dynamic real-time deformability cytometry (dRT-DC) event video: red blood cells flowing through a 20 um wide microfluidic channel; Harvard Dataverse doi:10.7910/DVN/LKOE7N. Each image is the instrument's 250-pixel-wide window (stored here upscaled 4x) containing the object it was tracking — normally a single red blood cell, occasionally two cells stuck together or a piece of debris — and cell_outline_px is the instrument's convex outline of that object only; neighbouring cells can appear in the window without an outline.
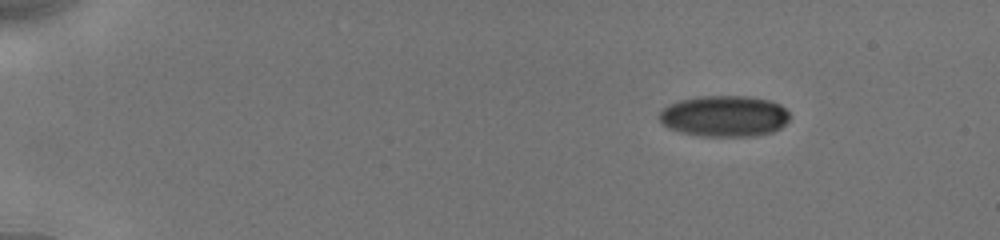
{"species": "human", "species_latin": "Homo sapiens", "temperature_condition": "cold", "stored_images_in_passage": 11, "camera_frame_rate_fps": 3000, "um_per_image_px": 0.085, "donor": {"sex": "male"}, "frame": {"image": 1, "passage_image": 2, "time_ms": 1.0, "image_size_px": [1000, 240], "cell_outline_px": [[792, 116], [780, 128], [772, 132], [756, 136], [700, 136], [680, 132], [668, 128], [660, 120], [660, 112], [668, 104], [680, 100], [700, 96], [748, 96], [772, 100], [780, 104]], "centroid_in_image_um": [61.6, 9.87], "position_along_channel_um": 23.4, "area_um2": 31.44}}
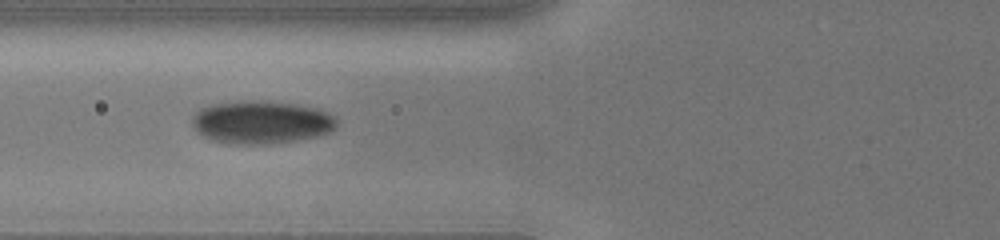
{"frame": {"image": 2, "passage_image": 7, "time_ms": 6.0, "image_size_px": [1000, 240], "cell_outline_px": [[336, 128], [328, 132], [316, 136], [296, 140], [268, 144], [228, 144], [212, 140], [204, 136], [192, 124], [192, 116], [200, 108], [208, 104], [236, 100], [260, 100], [296, 104], [316, 108], [328, 112], [336, 120]], "centroid_in_image_um": [22.17, 10.37], "position_along_channel_um": 103.6, "area_um2": 36.41}}
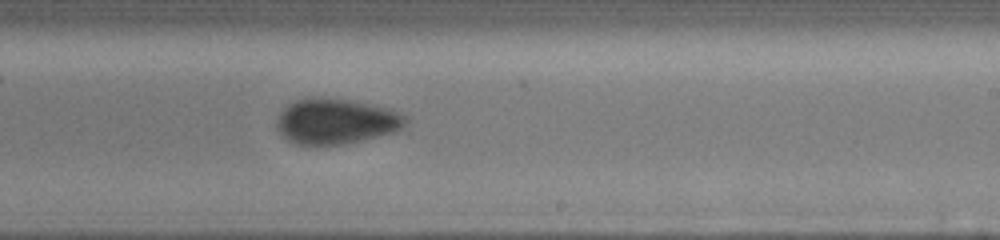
{"frame": {"image": 3, "passage_image": 11, "time_ms": 10.0, "image_size_px": [1000, 240], "cell_outline_px": [[408, 120], [400, 128], [392, 132], [360, 140], [340, 144], [296, 144], [288, 140], [280, 132], [276, 124], [280, 112], [288, 104], [296, 100], [312, 96], [320, 96], [348, 100], [388, 108], [404, 116]], "centroid_in_image_um": [28.5, 10.28], "position_along_channel_um": 260.5, "area_um2": 33.52}}